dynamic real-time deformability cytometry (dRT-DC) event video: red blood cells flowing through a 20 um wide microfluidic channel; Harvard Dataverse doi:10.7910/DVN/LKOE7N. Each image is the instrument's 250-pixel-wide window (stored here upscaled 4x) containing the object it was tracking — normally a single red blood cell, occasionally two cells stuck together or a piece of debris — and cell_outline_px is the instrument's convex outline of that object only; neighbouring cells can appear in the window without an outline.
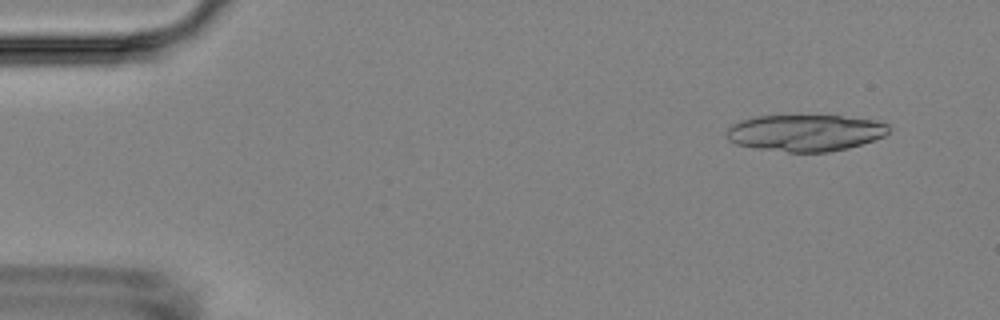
{"species": "Egyptian fruit bat (a non-hibernating species)", "species_latin": "Rousettus aegyptiacus", "temperature_condition": "room temperature", "stored_images_in_passage": 5, "camera_frame_rate_fps": 3000, "um_per_image_px": 0.085, "animal": {"sex": "female"}, "frame": {"image": 1, "passage_image": 1, "time_ms": 0.0, "image_size_px": [1000, 320], "cell_outline_px": [[888, 132], [884, 136], [848, 148], [828, 152], [788, 152], [756, 148], [736, 144], [728, 140], [728, 128], [732, 124], [740, 120], [756, 116], [840, 116], [872, 120], [888, 124]], "centroid_in_image_um": [68.42, 11.29], "position_along_channel_um": 16.6, "area_um2": 34.28}}
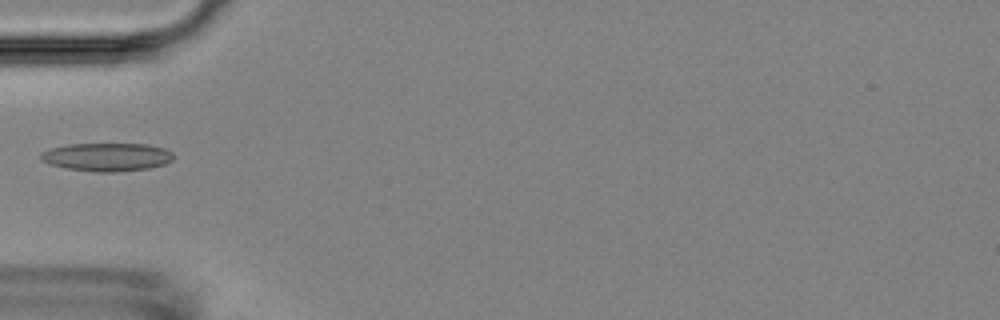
{"frame": {"image": 2, "passage_image": 5, "time_ms": 4.667, "image_size_px": [1000, 320], "cell_outline_px": [[176, 156], [172, 160], [164, 164], [148, 168], [112, 172], [96, 172], [64, 168], [52, 164], [44, 160], [40, 156], [40, 152], [52, 148], [68, 144], [148, 144], [164, 148], [172, 152]], "centroid_in_image_um": [9.12, 13.34], "position_along_channel_um": 75.9, "area_um2": 21.73}}